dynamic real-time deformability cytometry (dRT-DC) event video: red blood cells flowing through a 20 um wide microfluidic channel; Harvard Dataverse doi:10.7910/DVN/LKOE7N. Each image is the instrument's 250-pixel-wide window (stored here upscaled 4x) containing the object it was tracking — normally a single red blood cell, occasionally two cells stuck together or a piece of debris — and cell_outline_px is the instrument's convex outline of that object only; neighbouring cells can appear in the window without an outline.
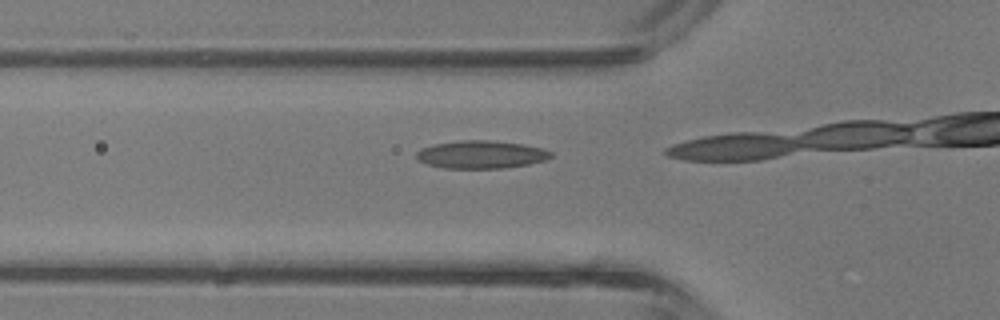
{"species": "common noctule bat (a hibernating species)", "species_latin": "Nyctalus noctula", "temperature_condition": "room temperature", "stored_images_in_passage": 3, "camera_frame_rate_fps": 3000, "um_per_image_px": 0.085, "animal": {"sex": "male", "body_mass_g": 13.3}, "frame": {"image": 1, "passage_image": 2, "time_ms": 0.333, "image_size_px": [1000, 320], "cell_outline_px": [[552, 156], [548, 160], [528, 164], [500, 168], [444, 168], [428, 164], [416, 160], [416, 152], [420, 148], [432, 144], [460, 140], [488, 140], [524, 144], [544, 148], [552, 152]], "centroid_in_image_um": [40.89, 13.12], "position_along_channel_um": 84.9, "area_um2": 22.02}}